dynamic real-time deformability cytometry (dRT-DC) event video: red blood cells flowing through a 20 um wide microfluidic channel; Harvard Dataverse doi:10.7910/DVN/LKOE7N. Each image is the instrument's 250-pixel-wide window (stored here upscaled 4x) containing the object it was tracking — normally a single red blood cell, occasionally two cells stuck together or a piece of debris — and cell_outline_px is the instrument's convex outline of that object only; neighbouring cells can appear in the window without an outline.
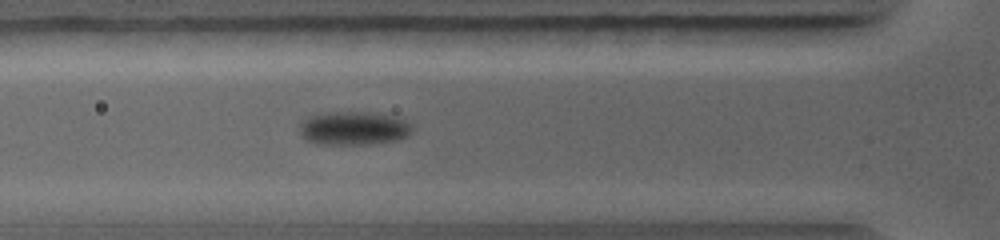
{"species": "common noctule bat (a hibernating species)", "species_latin": "Nyctalus noctula", "temperature_condition": "warm", "stored_images_in_passage": 35, "camera_frame_rate_fps": 5000, "um_per_image_px": 0.085, "animal": {"sex": "female", "body_mass_g": 19.0, "forearm_length_mm": 56.7}, "frame": {"image": 1, "passage_image": 7, "time_ms": 2.2, "image_size_px": [1000, 240], "cell_outline_px": [[412, 128], [408, 136], [396, 140], [368, 144], [316, 144], [304, 140], [300, 132], [300, 124], [308, 116], [328, 112], [376, 112], [392, 116], [404, 120]], "centroid_in_image_um": [30.01, 10.9], "position_along_channel_um": 95.8, "area_um2": 22.02}}
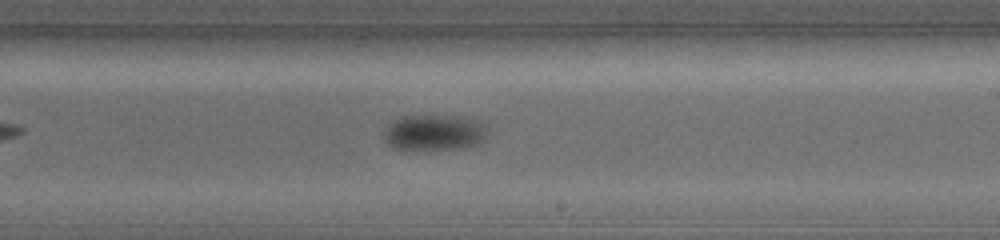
{"frame": {"image": 2, "passage_image": 16, "time_ms": 5.4, "image_size_px": [1000, 240], "cell_outline_px": [[484, 140], [476, 144], [460, 148], [424, 152], [416, 152], [392, 148], [384, 140], [384, 132], [388, 124], [400, 116], [468, 116], [480, 120], [484, 128]], "centroid_in_image_um": [36.84, 11.3], "position_along_channel_um": 252.2, "area_um2": 22.31}}
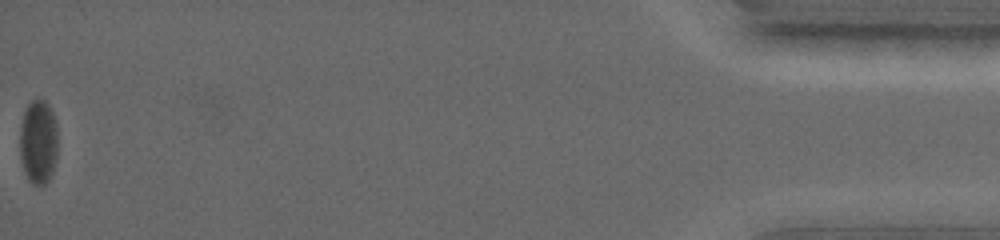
{"frame": {"image": 3, "passage_image": 35, "time_ms": 12.0, "image_size_px": [1000, 240], "cell_outline_px": [[56, 160], [52, 172], [48, 180], [44, 184], [32, 184], [28, 180], [24, 172], [20, 156], [20, 128], [24, 112], [28, 104], [36, 96], [44, 100], [48, 104], [56, 120]], "centroid_in_image_um": [3.24, 12.03], "position_along_channel_um": 432.0, "area_um2": 18.73}}